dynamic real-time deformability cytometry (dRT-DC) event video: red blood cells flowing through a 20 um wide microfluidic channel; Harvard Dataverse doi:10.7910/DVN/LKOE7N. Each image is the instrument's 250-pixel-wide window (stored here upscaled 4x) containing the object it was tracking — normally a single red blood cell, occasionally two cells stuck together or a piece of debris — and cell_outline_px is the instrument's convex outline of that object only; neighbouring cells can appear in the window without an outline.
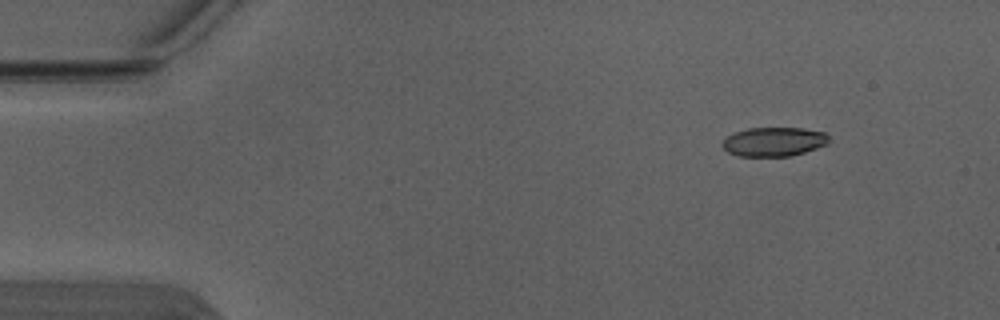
{"species": "Egyptian fruit bat (a non-hibernating species)", "species_latin": "Rousettus aegyptiacus", "temperature_condition": "warm", "stored_images_in_passage": 5, "camera_frame_rate_fps": 3000, "um_per_image_px": 0.085, "animal": {"sex": "male"}, "frame": {"image": 1, "passage_image": 1, "time_ms": 0.0, "image_size_px": [1000, 320], "cell_outline_px": [[828, 144], [804, 152], [788, 156], [736, 156], [728, 152], [720, 144], [732, 132], [748, 128], [800, 128], [824, 132], [828, 136]], "centroid_in_image_um": [65.74, 12.04], "position_along_channel_um": 19.3, "area_um2": 18.03}}
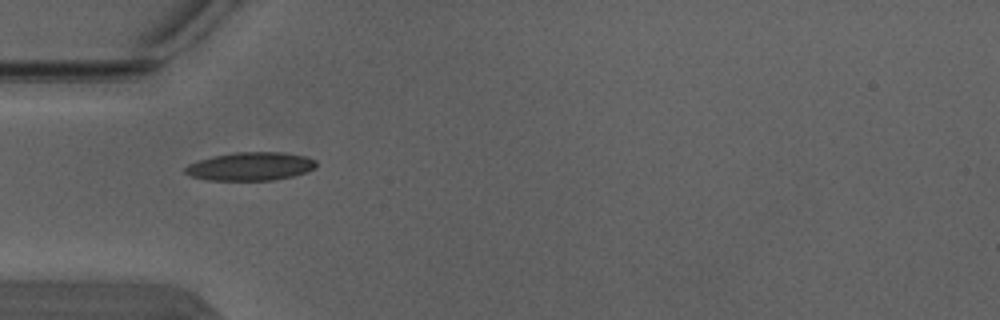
{"frame": {"image": 2, "passage_image": 4, "time_ms": 1.0, "image_size_px": [1000, 320], "cell_outline_px": [[316, 168], [292, 176], [272, 180], [208, 180], [192, 176], [184, 172], [184, 168], [188, 164], [212, 156], [236, 152], [284, 152], [304, 156], [316, 160]], "centroid_in_image_um": [21.29, 14.13], "position_along_channel_um": 63.7, "area_um2": 21.5}}
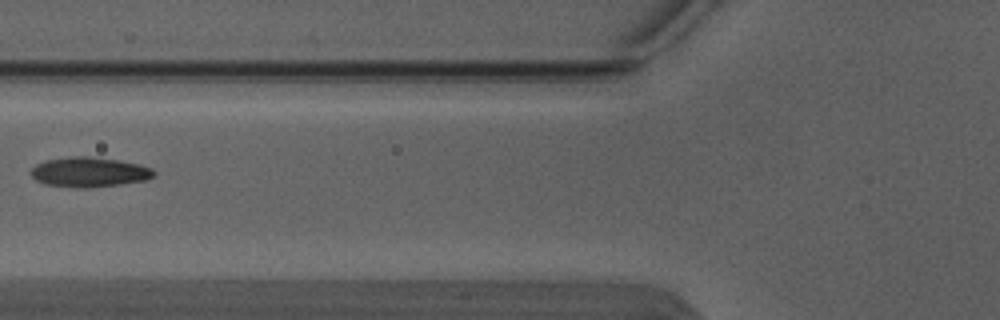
{"frame": {"image": 3, "passage_image": 5, "time_ms": 1.333, "image_size_px": [1000, 320], "cell_outline_px": [[156, 172], [148, 180], [120, 184], [88, 188], [76, 188], [44, 184], [36, 180], [32, 176], [32, 168], [36, 164], [48, 160], [72, 156], [88, 156], [116, 160], [140, 164], [152, 168]], "centroid_in_image_um": [7.6, 14.64], "position_along_channel_um": 118.2, "area_um2": 21.33}}